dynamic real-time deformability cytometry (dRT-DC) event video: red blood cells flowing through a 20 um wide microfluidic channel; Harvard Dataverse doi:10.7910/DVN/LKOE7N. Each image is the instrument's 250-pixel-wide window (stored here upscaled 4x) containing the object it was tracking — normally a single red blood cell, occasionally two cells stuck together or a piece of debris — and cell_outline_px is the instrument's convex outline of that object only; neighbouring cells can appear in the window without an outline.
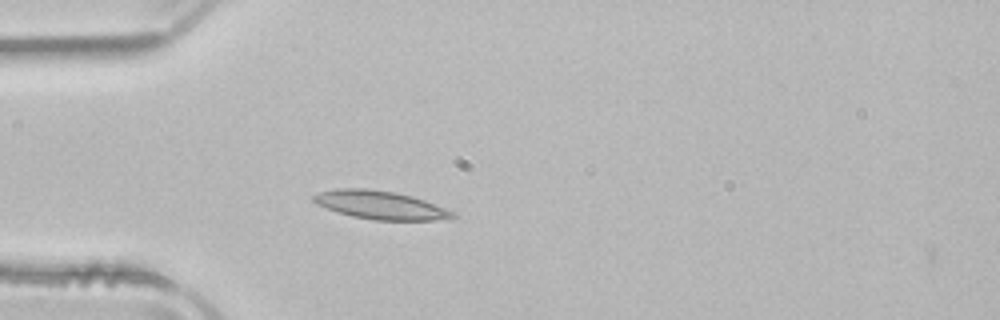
{"species": "common noctule bat (a hibernating species)", "species_latin": "Nyctalus noctula", "temperature_condition": "room temperature", "stored_images_in_passage": 2, "camera_frame_rate_fps": 3000, "um_per_image_px": 0.085, "animal": {"sex": "male", "body_mass_g": 21.5, "forearm_length_mm": 52.0}, "frame": {"image": 1, "passage_image": 1, "time_ms": 0.0, "image_size_px": [1000, 320], "cell_outline_px": [[456, 216], [432, 220], [376, 220], [352, 216], [316, 204], [312, 200], [312, 196], [320, 192], [336, 188], [364, 188], [396, 192], [412, 196], [424, 200], [456, 212]], "centroid_in_image_um": [32.32, 17.41], "position_along_channel_um": 52.7, "area_um2": 22.72}}